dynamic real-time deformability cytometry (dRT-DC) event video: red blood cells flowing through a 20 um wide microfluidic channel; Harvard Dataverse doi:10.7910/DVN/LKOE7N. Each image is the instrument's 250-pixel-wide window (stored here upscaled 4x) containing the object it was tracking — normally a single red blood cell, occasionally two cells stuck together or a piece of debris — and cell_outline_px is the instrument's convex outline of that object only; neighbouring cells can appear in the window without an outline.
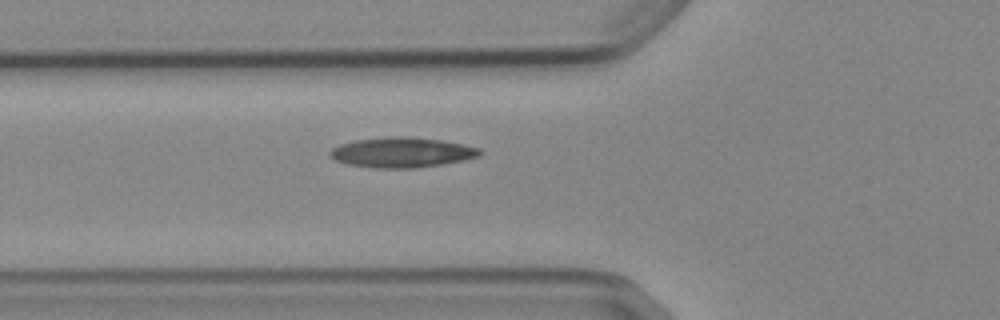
{"species": "Egyptian fruit bat (a non-hibernating species)", "species_latin": "Rousettus aegyptiacus", "temperature_condition": "cold", "stored_images_in_passage": 6, "camera_frame_rate_fps": 3000, "um_per_image_px": 0.085, "animal": {"sex": "female"}, "frame": {"image": 1, "passage_image": 6, "time_ms": 6.0, "image_size_px": [1000, 320], "cell_outline_px": [[484, 152], [480, 156], [464, 160], [416, 168], [372, 168], [348, 164], [336, 160], [328, 156], [328, 152], [332, 148], [340, 144], [356, 140], [392, 136], [404, 136], [440, 140], [464, 144], [480, 148]], "centroid_in_image_um": [34.16, 12.96], "position_along_channel_um": 91.6, "area_um2": 26.36}}